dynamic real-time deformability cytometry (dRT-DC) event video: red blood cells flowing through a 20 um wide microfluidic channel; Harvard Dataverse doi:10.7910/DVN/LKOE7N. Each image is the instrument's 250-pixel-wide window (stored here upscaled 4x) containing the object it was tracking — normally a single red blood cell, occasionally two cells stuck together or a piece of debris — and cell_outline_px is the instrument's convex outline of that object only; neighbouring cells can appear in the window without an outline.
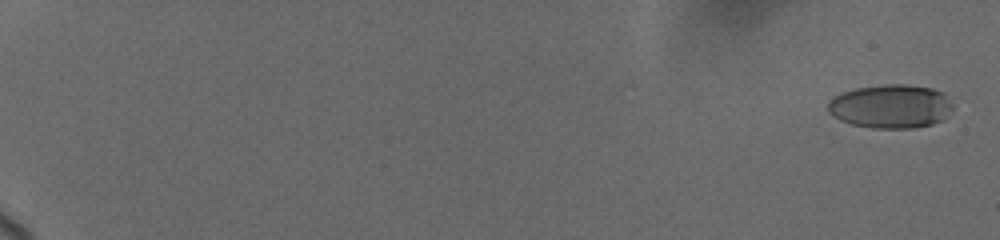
{"species": "human", "species_latin": "Homo sapiens", "temperature_condition": "cold", "stored_images_in_passage": 46, "camera_frame_rate_fps": 3000, "um_per_image_px": 0.085, "donor": {"sex": "female"}, "frame": {"image": 1, "passage_image": 2, "time_ms": 0.333, "image_size_px": [1000, 240], "cell_outline_px": [[952, 108], [940, 120], [932, 124], [912, 128], [872, 128], [852, 124], [840, 120], [828, 112], [828, 100], [844, 92], [856, 88], [884, 84], [904, 84], [932, 88], [944, 92], [952, 104]], "centroid_in_image_um": [75.7, 9.03], "position_along_channel_um": 9.3, "area_um2": 31.67}}
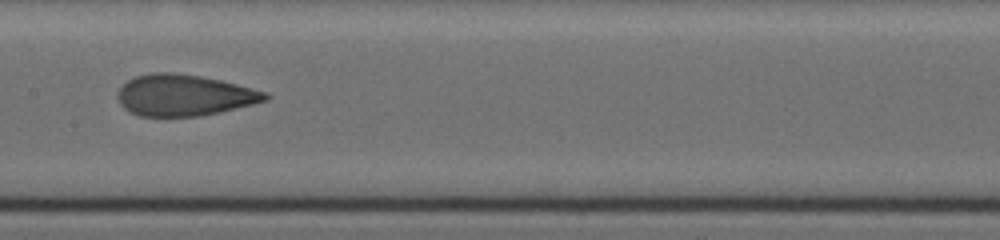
{"frame": {"image": 2, "passage_image": 22, "time_ms": 11.333, "image_size_px": [1000, 240], "cell_outline_px": [[272, 96], [268, 100], [220, 112], [200, 116], [140, 116], [124, 108], [120, 104], [116, 96], [120, 88], [128, 80], [136, 76], [152, 72], [172, 72], [200, 76], [220, 80], [268, 92]], "centroid_in_image_um": [15.67, 8.09], "position_along_channel_um": 191.7, "area_um2": 35.49}}
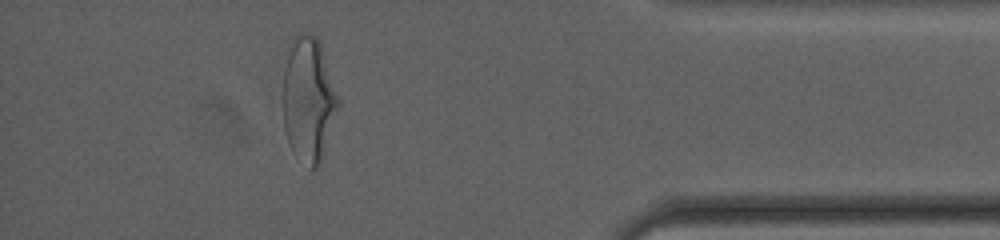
{"frame": {"image": 3, "passage_image": 41, "time_ms": 18.0, "image_size_px": [1000, 240], "cell_outline_px": [[340, 104], [320, 164], [316, 168], [312, 168], [292, 148], [288, 140], [284, 128], [284, 68], [292, 40], [300, 32], [304, 32], [316, 36], [320, 44], [340, 100]], "centroid_in_image_um": [26.25, 8.41], "position_along_channel_um": 409.0, "area_um2": 39.25}}